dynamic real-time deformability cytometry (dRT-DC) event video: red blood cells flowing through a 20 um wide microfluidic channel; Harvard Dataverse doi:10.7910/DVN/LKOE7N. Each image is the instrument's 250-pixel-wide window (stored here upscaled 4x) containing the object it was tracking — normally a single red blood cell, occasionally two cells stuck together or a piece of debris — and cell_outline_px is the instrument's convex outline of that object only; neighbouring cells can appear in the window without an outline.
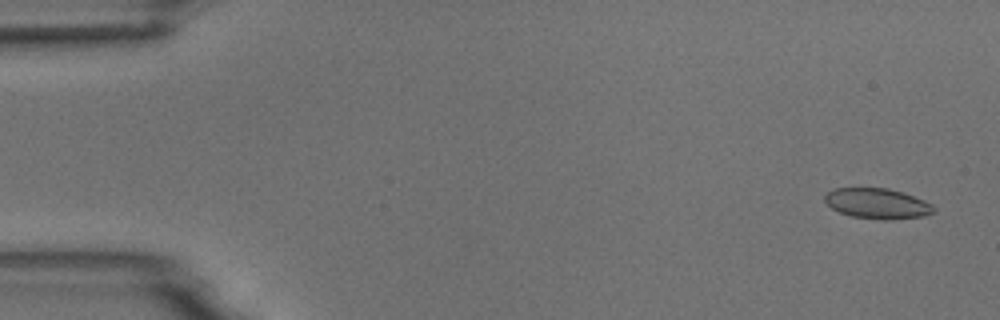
{"species": "common noctule bat (a hibernating species)", "species_latin": "Nyctalus noctula", "temperature_condition": "room temperature", "stored_images_in_passage": 6, "camera_frame_rate_fps": 3000, "um_per_image_px": 0.085, "animal": {"sex": "male", "body_mass_g": 18.8}, "frame": {"image": 1, "passage_image": 1, "time_ms": 0.0, "image_size_px": [1000, 320], "cell_outline_px": [[936, 212], [924, 216], [892, 220], [880, 220], [852, 216], [840, 212], [832, 208], [824, 200], [824, 196], [832, 188], [888, 188], [924, 200], [932, 204], [936, 208]], "centroid_in_image_um": [74.59, 17.31], "position_along_channel_um": 10.4, "area_um2": 19.36}}
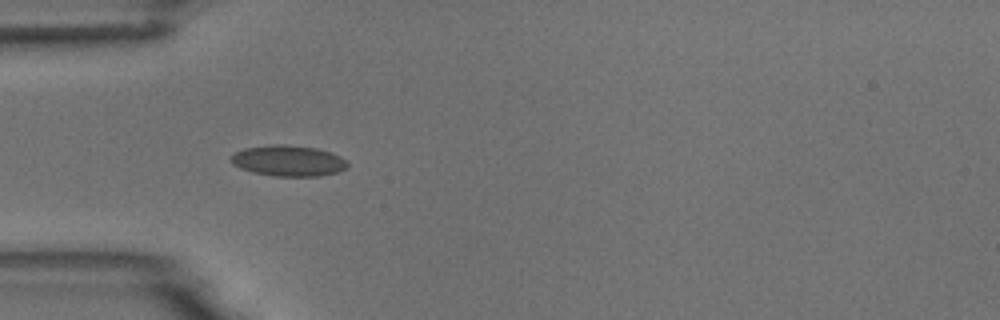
{"frame": {"image": 2, "passage_image": 5, "time_ms": 4.667, "image_size_px": [1000, 320], "cell_outline_px": [[348, 168], [336, 172], [320, 176], [276, 176], [252, 172], [240, 168], [232, 164], [228, 160], [236, 152], [244, 148], [272, 144], [284, 144], [316, 148], [332, 152], [340, 156], [348, 164]], "centroid_in_image_um": [24.49, 13.66], "position_along_channel_um": 60.5, "area_um2": 21.04}}